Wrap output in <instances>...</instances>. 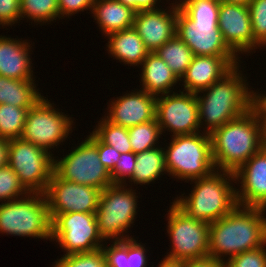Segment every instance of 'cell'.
I'll return each instance as SVG.
<instances>
[{
	"label": "cell",
	"instance_id": "6",
	"mask_svg": "<svg viewBox=\"0 0 266 267\" xmlns=\"http://www.w3.org/2000/svg\"><path fill=\"white\" fill-rule=\"evenodd\" d=\"M165 151L167 172L178 179L193 180L209 176L215 168L210 134L173 136Z\"/></svg>",
	"mask_w": 266,
	"mask_h": 267
},
{
	"label": "cell",
	"instance_id": "39",
	"mask_svg": "<svg viewBox=\"0 0 266 267\" xmlns=\"http://www.w3.org/2000/svg\"><path fill=\"white\" fill-rule=\"evenodd\" d=\"M145 248L133 238L127 239V267H146Z\"/></svg>",
	"mask_w": 266,
	"mask_h": 267
},
{
	"label": "cell",
	"instance_id": "42",
	"mask_svg": "<svg viewBox=\"0 0 266 267\" xmlns=\"http://www.w3.org/2000/svg\"><path fill=\"white\" fill-rule=\"evenodd\" d=\"M251 92L250 109L254 112L262 126L266 127V95L261 96Z\"/></svg>",
	"mask_w": 266,
	"mask_h": 267
},
{
	"label": "cell",
	"instance_id": "22",
	"mask_svg": "<svg viewBox=\"0 0 266 267\" xmlns=\"http://www.w3.org/2000/svg\"><path fill=\"white\" fill-rule=\"evenodd\" d=\"M92 13L102 31L109 35L132 28L136 11L118 0H95Z\"/></svg>",
	"mask_w": 266,
	"mask_h": 267
},
{
	"label": "cell",
	"instance_id": "2",
	"mask_svg": "<svg viewBox=\"0 0 266 267\" xmlns=\"http://www.w3.org/2000/svg\"><path fill=\"white\" fill-rule=\"evenodd\" d=\"M176 35L195 56L237 58L218 28L220 0L177 4Z\"/></svg>",
	"mask_w": 266,
	"mask_h": 267
},
{
	"label": "cell",
	"instance_id": "33",
	"mask_svg": "<svg viewBox=\"0 0 266 267\" xmlns=\"http://www.w3.org/2000/svg\"><path fill=\"white\" fill-rule=\"evenodd\" d=\"M256 45L266 46V0H251L248 4Z\"/></svg>",
	"mask_w": 266,
	"mask_h": 267
},
{
	"label": "cell",
	"instance_id": "41",
	"mask_svg": "<svg viewBox=\"0 0 266 267\" xmlns=\"http://www.w3.org/2000/svg\"><path fill=\"white\" fill-rule=\"evenodd\" d=\"M95 0H58L60 15H73L84 9L92 10Z\"/></svg>",
	"mask_w": 266,
	"mask_h": 267
},
{
	"label": "cell",
	"instance_id": "49",
	"mask_svg": "<svg viewBox=\"0 0 266 267\" xmlns=\"http://www.w3.org/2000/svg\"><path fill=\"white\" fill-rule=\"evenodd\" d=\"M264 138H265V147H266V127L264 128Z\"/></svg>",
	"mask_w": 266,
	"mask_h": 267
},
{
	"label": "cell",
	"instance_id": "7",
	"mask_svg": "<svg viewBox=\"0 0 266 267\" xmlns=\"http://www.w3.org/2000/svg\"><path fill=\"white\" fill-rule=\"evenodd\" d=\"M26 195L24 199L0 204V232L17 236L51 238L52 221L45 194Z\"/></svg>",
	"mask_w": 266,
	"mask_h": 267
},
{
	"label": "cell",
	"instance_id": "23",
	"mask_svg": "<svg viewBox=\"0 0 266 267\" xmlns=\"http://www.w3.org/2000/svg\"><path fill=\"white\" fill-rule=\"evenodd\" d=\"M142 85L143 90L156 97L170 93V87L180 79L169 68L163 59L154 52H149L142 62Z\"/></svg>",
	"mask_w": 266,
	"mask_h": 267
},
{
	"label": "cell",
	"instance_id": "32",
	"mask_svg": "<svg viewBox=\"0 0 266 267\" xmlns=\"http://www.w3.org/2000/svg\"><path fill=\"white\" fill-rule=\"evenodd\" d=\"M54 267H106L105 254L101 249L93 252L63 255Z\"/></svg>",
	"mask_w": 266,
	"mask_h": 267
},
{
	"label": "cell",
	"instance_id": "8",
	"mask_svg": "<svg viewBox=\"0 0 266 267\" xmlns=\"http://www.w3.org/2000/svg\"><path fill=\"white\" fill-rule=\"evenodd\" d=\"M51 155L22 138L9 140L8 165L29 193H45L54 172Z\"/></svg>",
	"mask_w": 266,
	"mask_h": 267
},
{
	"label": "cell",
	"instance_id": "44",
	"mask_svg": "<svg viewBox=\"0 0 266 267\" xmlns=\"http://www.w3.org/2000/svg\"><path fill=\"white\" fill-rule=\"evenodd\" d=\"M185 267H225L224 262L218 261L214 258L207 257L198 260L185 261Z\"/></svg>",
	"mask_w": 266,
	"mask_h": 267
},
{
	"label": "cell",
	"instance_id": "4",
	"mask_svg": "<svg viewBox=\"0 0 266 267\" xmlns=\"http://www.w3.org/2000/svg\"><path fill=\"white\" fill-rule=\"evenodd\" d=\"M235 65L206 90L207 96H197L200 125L204 119L207 134L250 110L251 92Z\"/></svg>",
	"mask_w": 266,
	"mask_h": 267
},
{
	"label": "cell",
	"instance_id": "9",
	"mask_svg": "<svg viewBox=\"0 0 266 267\" xmlns=\"http://www.w3.org/2000/svg\"><path fill=\"white\" fill-rule=\"evenodd\" d=\"M54 172L63 180L100 191L113 184L110 173L100 162L93 133L62 160H54Z\"/></svg>",
	"mask_w": 266,
	"mask_h": 267
},
{
	"label": "cell",
	"instance_id": "26",
	"mask_svg": "<svg viewBox=\"0 0 266 267\" xmlns=\"http://www.w3.org/2000/svg\"><path fill=\"white\" fill-rule=\"evenodd\" d=\"M166 171L165 151L153 148L136 154V165L130 181L136 184H149Z\"/></svg>",
	"mask_w": 266,
	"mask_h": 267
},
{
	"label": "cell",
	"instance_id": "11",
	"mask_svg": "<svg viewBox=\"0 0 266 267\" xmlns=\"http://www.w3.org/2000/svg\"><path fill=\"white\" fill-rule=\"evenodd\" d=\"M168 218L173 249L167 258L187 261L209 257V223L189 217L174 202Z\"/></svg>",
	"mask_w": 266,
	"mask_h": 267
},
{
	"label": "cell",
	"instance_id": "14",
	"mask_svg": "<svg viewBox=\"0 0 266 267\" xmlns=\"http://www.w3.org/2000/svg\"><path fill=\"white\" fill-rule=\"evenodd\" d=\"M100 190L88 185L61 179L53 172L45 197L51 221L58 215L69 212L96 213Z\"/></svg>",
	"mask_w": 266,
	"mask_h": 267
},
{
	"label": "cell",
	"instance_id": "29",
	"mask_svg": "<svg viewBox=\"0 0 266 267\" xmlns=\"http://www.w3.org/2000/svg\"><path fill=\"white\" fill-rule=\"evenodd\" d=\"M128 134L132 152L137 154L155 148L162 131L155 118L152 121L129 127Z\"/></svg>",
	"mask_w": 266,
	"mask_h": 267
},
{
	"label": "cell",
	"instance_id": "16",
	"mask_svg": "<svg viewBox=\"0 0 266 267\" xmlns=\"http://www.w3.org/2000/svg\"><path fill=\"white\" fill-rule=\"evenodd\" d=\"M218 28L227 46L237 52L254 50L251 17L248 6L220 1Z\"/></svg>",
	"mask_w": 266,
	"mask_h": 267
},
{
	"label": "cell",
	"instance_id": "43",
	"mask_svg": "<svg viewBox=\"0 0 266 267\" xmlns=\"http://www.w3.org/2000/svg\"><path fill=\"white\" fill-rule=\"evenodd\" d=\"M136 12L140 10L155 9L157 0H118Z\"/></svg>",
	"mask_w": 266,
	"mask_h": 267
},
{
	"label": "cell",
	"instance_id": "1",
	"mask_svg": "<svg viewBox=\"0 0 266 267\" xmlns=\"http://www.w3.org/2000/svg\"><path fill=\"white\" fill-rule=\"evenodd\" d=\"M265 212L259 207L237 205L230 213L209 224V257L224 262L231 257L266 246ZM263 215V216H262ZM222 254V255H221Z\"/></svg>",
	"mask_w": 266,
	"mask_h": 267
},
{
	"label": "cell",
	"instance_id": "17",
	"mask_svg": "<svg viewBox=\"0 0 266 267\" xmlns=\"http://www.w3.org/2000/svg\"><path fill=\"white\" fill-rule=\"evenodd\" d=\"M234 174V181L242 180L241 192L236 191L237 204L263 208L266 205V147L255 153Z\"/></svg>",
	"mask_w": 266,
	"mask_h": 267
},
{
	"label": "cell",
	"instance_id": "34",
	"mask_svg": "<svg viewBox=\"0 0 266 267\" xmlns=\"http://www.w3.org/2000/svg\"><path fill=\"white\" fill-rule=\"evenodd\" d=\"M29 193L20 183L17 174L9 165L0 168V200H16L21 194ZM17 197V198H16ZM14 198V199H13Z\"/></svg>",
	"mask_w": 266,
	"mask_h": 267
},
{
	"label": "cell",
	"instance_id": "20",
	"mask_svg": "<svg viewBox=\"0 0 266 267\" xmlns=\"http://www.w3.org/2000/svg\"><path fill=\"white\" fill-rule=\"evenodd\" d=\"M237 58H223L222 56H193L184 78L185 91L199 94L207 89L214 82L222 78L235 65H238Z\"/></svg>",
	"mask_w": 266,
	"mask_h": 267
},
{
	"label": "cell",
	"instance_id": "3",
	"mask_svg": "<svg viewBox=\"0 0 266 267\" xmlns=\"http://www.w3.org/2000/svg\"><path fill=\"white\" fill-rule=\"evenodd\" d=\"M217 169L235 173L265 146L264 127L250 109L210 134Z\"/></svg>",
	"mask_w": 266,
	"mask_h": 267
},
{
	"label": "cell",
	"instance_id": "13",
	"mask_svg": "<svg viewBox=\"0 0 266 267\" xmlns=\"http://www.w3.org/2000/svg\"><path fill=\"white\" fill-rule=\"evenodd\" d=\"M67 116L53 109L52 104L41 97L27 112L21 138L48 152L72 130L73 122Z\"/></svg>",
	"mask_w": 266,
	"mask_h": 267
},
{
	"label": "cell",
	"instance_id": "40",
	"mask_svg": "<svg viewBox=\"0 0 266 267\" xmlns=\"http://www.w3.org/2000/svg\"><path fill=\"white\" fill-rule=\"evenodd\" d=\"M97 153L100 159L101 164L108 170L110 173L117 164L121 153H119L115 148L108 144L102 143L97 138Z\"/></svg>",
	"mask_w": 266,
	"mask_h": 267
},
{
	"label": "cell",
	"instance_id": "5",
	"mask_svg": "<svg viewBox=\"0 0 266 267\" xmlns=\"http://www.w3.org/2000/svg\"><path fill=\"white\" fill-rule=\"evenodd\" d=\"M221 172L223 174H219L218 170L213 171L209 176L195 179L196 185L190 197L177 198L174 203L189 217L209 224L227 215L238 205L236 189L229 184L230 179H227H235V174Z\"/></svg>",
	"mask_w": 266,
	"mask_h": 267
},
{
	"label": "cell",
	"instance_id": "30",
	"mask_svg": "<svg viewBox=\"0 0 266 267\" xmlns=\"http://www.w3.org/2000/svg\"><path fill=\"white\" fill-rule=\"evenodd\" d=\"M98 128L92 133L104 144H108L115 148L119 153L132 152L129 141L128 128L112 124L106 118H102Z\"/></svg>",
	"mask_w": 266,
	"mask_h": 267
},
{
	"label": "cell",
	"instance_id": "24",
	"mask_svg": "<svg viewBox=\"0 0 266 267\" xmlns=\"http://www.w3.org/2000/svg\"><path fill=\"white\" fill-rule=\"evenodd\" d=\"M106 36L109 37V53L125 64L141 65L149 53L133 27Z\"/></svg>",
	"mask_w": 266,
	"mask_h": 267
},
{
	"label": "cell",
	"instance_id": "31",
	"mask_svg": "<svg viewBox=\"0 0 266 267\" xmlns=\"http://www.w3.org/2000/svg\"><path fill=\"white\" fill-rule=\"evenodd\" d=\"M20 10L22 18L27 15L34 22H51L60 17L58 0H20Z\"/></svg>",
	"mask_w": 266,
	"mask_h": 267
},
{
	"label": "cell",
	"instance_id": "35",
	"mask_svg": "<svg viewBox=\"0 0 266 267\" xmlns=\"http://www.w3.org/2000/svg\"><path fill=\"white\" fill-rule=\"evenodd\" d=\"M225 267H266V249L264 246L242 252L224 262Z\"/></svg>",
	"mask_w": 266,
	"mask_h": 267
},
{
	"label": "cell",
	"instance_id": "48",
	"mask_svg": "<svg viewBox=\"0 0 266 267\" xmlns=\"http://www.w3.org/2000/svg\"><path fill=\"white\" fill-rule=\"evenodd\" d=\"M182 1H180L181 3H179V4H190V3L198 2V1H202V0H182ZM205 1H209V0H205Z\"/></svg>",
	"mask_w": 266,
	"mask_h": 267
},
{
	"label": "cell",
	"instance_id": "37",
	"mask_svg": "<svg viewBox=\"0 0 266 267\" xmlns=\"http://www.w3.org/2000/svg\"><path fill=\"white\" fill-rule=\"evenodd\" d=\"M111 247L102 246L106 267H127V239L114 241Z\"/></svg>",
	"mask_w": 266,
	"mask_h": 267
},
{
	"label": "cell",
	"instance_id": "15",
	"mask_svg": "<svg viewBox=\"0 0 266 267\" xmlns=\"http://www.w3.org/2000/svg\"><path fill=\"white\" fill-rule=\"evenodd\" d=\"M155 118L161 131L168 128L172 136L199 133L197 94L181 91L157 97Z\"/></svg>",
	"mask_w": 266,
	"mask_h": 267
},
{
	"label": "cell",
	"instance_id": "46",
	"mask_svg": "<svg viewBox=\"0 0 266 267\" xmlns=\"http://www.w3.org/2000/svg\"><path fill=\"white\" fill-rule=\"evenodd\" d=\"M158 267H185V261L165 257Z\"/></svg>",
	"mask_w": 266,
	"mask_h": 267
},
{
	"label": "cell",
	"instance_id": "19",
	"mask_svg": "<svg viewBox=\"0 0 266 267\" xmlns=\"http://www.w3.org/2000/svg\"><path fill=\"white\" fill-rule=\"evenodd\" d=\"M139 91L123 95L112 102L106 119L112 124L127 128L154 120L156 97L144 90Z\"/></svg>",
	"mask_w": 266,
	"mask_h": 267
},
{
	"label": "cell",
	"instance_id": "27",
	"mask_svg": "<svg viewBox=\"0 0 266 267\" xmlns=\"http://www.w3.org/2000/svg\"><path fill=\"white\" fill-rule=\"evenodd\" d=\"M154 53L165 61L179 79L185 74L194 56L176 34Z\"/></svg>",
	"mask_w": 266,
	"mask_h": 267
},
{
	"label": "cell",
	"instance_id": "21",
	"mask_svg": "<svg viewBox=\"0 0 266 267\" xmlns=\"http://www.w3.org/2000/svg\"><path fill=\"white\" fill-rule=\"evenodd\" d=\"M28 42L0 36V76L17 80H32Z\"/></svg>",
	"mask_w": 266,
	"mask_h": 267
},
{
	"label": "cell",
	"instance_id": "10",
	"mask_svg": "<svg viewBox=\"0 0 266 267\" xmlns=\"http://www.w3.org/2000/svg\"><path fill=\"white\" fill-rule=\"evenodd\" d=\"M134 194L136 193L132 189H124L123 184H112L100 192L96 219L102 239H129V236L122 237L121 233L128 230L137 213V199Z\"/></svg>",
	"mask_w": 266,
	"mask_h": 267
},
{
	"label": "cell",
	"instance_id": "47",
	"mask_svg": "<svg viewBox=\"0 0 266 267\" xmlns=\"http://www.w3.org/2000/svg\"><path fill=\"white\" fill-rule=\"evenodd\" d=\"M225 3H230V4H239V5H244L248 6L251 0H220Z\"/></svg>",
	"mask_w": 266,
	"mask_h": 267
},
{
	"label": "cell",
	"instance_id": "45",
	"mask_svg": "<svg viewBox=\"0 0 266 267\" xmlns=\"http://www.w3.org/2000/svg\"><path fill=\"white\" fill-rule=\"evenodd\" d=\"M9 140L0 138V168L8 165Z\"/></svg>",
	"mask_w": 266,
	"mask_h": 267
},
{
	"label": "cell",
	"instance_id": "38",
	"mask_svg": "<svg viewBox=\"0 0 266 267\" xmlns=\"http://www.w3.org/2000/svg\"><path fill=\"white\" fill-rule=\"evenodd\" d=\"M21 18L20 0H0V24L12 25Z\"/></svg>",
	"mask_w": 266,
	"mask_h": 267
},
{
	"label": "cell",
	"instance_id": "12",
	"mask_svg": "<svg viewBox=\"0 0 266 267\" xmlns=\"http://www.w3.org/2000/svg\"><path fill=\"white\" fill-rule=\"evenodd\" d=\"M59 242L65 255L93 252L102 248L96 213L58 214L51 222V240ZM100 240V241H99Z\"/></svg>",
	"mask_w": 266,
	"mask_h": 267
},
{
	"label": "cell",
	"instance_id": "36",
	"mask_svg": "<svg viewBox=\"0 0 266 267\" xmlns=\"http://www.w3.org/2000/svg\"><path fill=\"white\" fill-rule=\"evenodd\" d=\"M136 165V154L133 152L121 153L115 168L110 172L113 184H123L124 177L132 178ZM123 178V180H122Z\"/></svg>",
	"mask_w": 266,
	"mask_h": 267
},
{
	"label": "cell",
	"instance_id": "18",
	"mask_svg": "<svg viewBox=\"0 0 266 267\" xmlns=\"http://www.w3.org/2000/svg\"><path fill=\"white\" fill-rule=\"evenodd\" d=\"M177 7L172 12L158 9L136 12L133 29L138 33L149 52H155L176 34Z\"/></svg>",
	"mask_w": 266,
	"mask_h": 267
},
{
	"label": "cell",
	"instance_id": "28",
	"mask_svg": "<svg viewBox=\"0 0 266 267\" xmlns=\"http://www.w3.org/2000/svg\"><path fill=\"white\" fill-rule=\"evenodd\" d=\"M29 108L0 104V138L11 140L22 137Z\"/></svg>",
	"mask_w": 266,
	"mask_h": 267
},
{
	"label": "cell",
	"instance_id": "25",
	"mask_svg": "<svg viewBox=\"0 0 266 267\" xmlns=\"http://www.w3.org/2000/svg\"><path fill=\"white\" fill-rule=\"evenodd\" d=\"M32 80H17L0 76V104L32 107L41 97Z\"/></svg>",
	"mask_w": 266,
	"mask_h": 267
}]
</instances>
